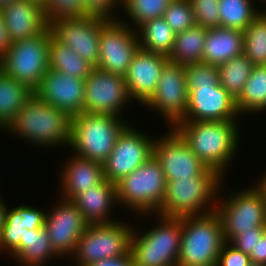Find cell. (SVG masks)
Here are the masks:
<instances>
[{
  "label": "cell",
  "instance_id": "cell-3",
  "mask_svg": "<svg viewBox=\"0 0 266 266\" xmlns=\"http://www.w3.org/2000/svg\"><path fill=\"white\" fill-rule=\"evenodd\" d=\"M6 129L37 146L68 147L71 117L33 94Z\"/></svg>",
  "mask_w": 266,
  "mask_h": 266
},
{
  "label": "cell",
  "instance_id": "cell-20",
  "mask_svg": "<svg viewBox=\"0 0 266 266\" xmlns=\"http://www.w3.org/2000/svg\"><path fill=\"white\" fill-rule=\"evenodd\" d=\"M167 56L139 48L124 76L131 99L144 105L154 94Z\"/></svg>",
  "mask_w": 266,
  "mask_h": 266
},
{
  "label": "cell",
  "instance_id": "cell-27",
  "mask_svg": "<svg viewBox=\"0 0 266 266\" xmlns=\"http://www.w3.org/2000/svg\"><path fill=\"white\" fill-rule=\"evenodd\" d=\"M206 34L207 29L199 25L177 33L169 61L180 65L202 62Z\"/></svg>",
  "mask_w": 266,
  "mask_h": 266
},
{
  "label": "cell",
  "instance_id": "cell-24",
  "mask_svg": "<svg viewBox=\"0 0 266 266\" xmlns=\"http://www.w3.org/2000/svg\"><path fill=\"white\" fill-rule=\"evenodd\" d=\"M242 53V31L223 26L207 29L203 63L220 66Z\"/></svg>",
  "mask_w": 266,
  "mask_h": 266
},
{
  "label": "cell",
  "instance_id": "cell-44",
  "mask_svg": "<svg viewBox=\"0 0 266 266\" xmlns=\"http://www.w3.org/2000/svg\"><path fill=\"white\" fill-rule=\"evenodd\" d=\"M251 263L266 266V229L256 241L255 253L250 255Z\"/></svg>",
  "mask_w": 266,
  "mask_h": 266
},
{
  "label": "cell",
  "instance_id": "cell-1",
  "mask_svg": "<svg viewBox=\"0 0 266 266\" xmlns=\"http://www.w3.org/2000/svg\"><path fill=\"white\" fill-rule=\"evenodd\" d=\"M237 125L236 121L179 122L173 129L207 168L223 177L225 169L239 149L240 134Z\"/></svg>",
  "mask_w": 266,
  "mask_h": 266
},
{
  "label": "cell",
  "instance_id": "cell-33",
  "mask_svg": "<svg viewBox=\"0 0 266 266\" xmlns=\"http://www.w3.org/2000/svg\"><path fill=\"white\" fill-rule=\"evenodd\" d=\"M254 7L252 0H219L220 26L243 32L261 11Z\"/></svg>",
  "mask_w": 266,
  "mask_h": 266
},
{
  "label": "cell",
  "instance_id": "cell-42",
  "mask_svg": "<svg viewBox=\"0 0 266 266\" xmlns=\"http://www.w3.org/2000/svg\"><path fill=\"white\" fill-rule=\"evenodd\" d=\"M265 229L266 227H254L251 230L234 236L229 243L250 256L252 253H255L256 241L259 240Z\"/></svg>",
  "mask_w": 266,
  "mask_h": 266
},
{
  "label": "cell",
  "instance_id": "cell-12",
  "mask_svg": "<svg viewBox=\"0 0 266 266\" xmlns=\"http://www.w3.org/2000/svg\"><path fill=\"white\" fill-rule=\"evenodd\" d=\"M154 141L155 138H148L143 132L128 125L117 138L112 152L103 163L105 179L116 184L135 171L153 156Z\"/></svg>",
  "mask_w": 266,
  "mask_h": 266
},
{
  "label": "cell",
  "instance_id": "cell-32",
  "mask_svg": "<svg viewBox=\"0 0 266 266\" xmlns=\"http://www.w3.org/2000/svg\"><path fill=\"white\" fill-rule=\"evenodd\" d=\"M243 54L254 66L266 65L265 10H261L243 31Z\"/></svg>",
  "mask_w": 266,
  "mask_h": 266
},
{
  "label": "cell",
  "instance_id": "cell-6",
  "mask_svg": "<svg viewBox=\"0 0 266 266\" xmlns=\"http://www.w3.org/2000/svg\"><path fill=\"white\" fill-rule=\"evenodd\" d=\"M156 216L160 221L159 225L147 232L138 235L133 229L130 253L135 266H177L181 245L182 217L159 214Z\"/></svg>",
  "mask_w": 266,
  "mask_h": 266
},
{
  "label": "cell",
  "instance_id": "cell-13",
  "mask_svg": "<svg viewBox=\"0 0 266 266\" xmlns=\"http://www.w3.org/2000/svg\"><path fill=\"white\" fill-rule=\"evenodd\" d=\"M129 100L124 76L94 67L85 79V113L120 117Z\"/></svg>",
  "mask_w": 266,
  "mask_h": 266
},
{
  "label": "cell",
  "instance_id": "cell-23",
  "mask_svg": "<svg viewBox=\"0 0 266 266\" xmlns=\"http://www.w3.org/2000/svg\"><path fill=\"white\" fill-rule=\"evenodd\" d=\"M71 201L78 207L88 224L115 222V219L109 216V212L113 203L117 202L116 185L106 179L77 194Z\"/></svg>",
  "mask_w": 266,
  "mask_h": 266
},
{
  "label": "cell",
  "instance_id": "cell-21",
  "mask_svg": "<svg viewBox=\"0 0 266 266\" xmlns=\"http://www.w3.org/2000/svg\"><path fill=\"white\" fill-rule=\"evenodd\" d=\"M0 11L12 42L39 35L49 26L43 6L32 0H13Z\"/></svg>",
  "mask_w": 266,
  "mask_h": 266
},
{
  "label": "cell",
  "instance_id": "cell-15",
  "mask_svg": "<svg viewBox=\"0 0 266 266\" xmlns=\"http://www.w3.org/2000/svg\"><path fill=\"white\" fill-rule=\"evenodd\" d=\"M105 18L85 16L61 19L49 24L52 35L62 44L72 48L93 67L99 62V40L101 29L109 22Z\"/></svg>",
  "mask_w": 266,
  "mask_h": 266
},
{
  "label": "cell",
  "instance_id": "cell-51",
  "mask_svg": "<svg viewBox=\"0 0 266 266\" xmlns=\"http://www.w3.org/2000/svg\"><path fill=\"white\" fill-rule=\"evenodd\" d=\"M248 266H263V265H259V264H255V263H250Z\"/></svg>",
  "mask_w": 266,
  "mask_h": 266
},
{
  "label": "cell",
  "instance_id": "cell-47",
  "mask_svg": "<svg viewBox=\"0 0 266 266\" xmlns=\"http://www.w3.org/2000/svg\"><path fill=\"white\" fill-rule=\"evenodd\" d=\"M4 203L5 202H3V199H1L0 197V237L2 234L3 226L5 224L6 211H7V207Z\"/></svg>",
  "mask_w": 266,
  "mask_h": 266
},
{
  "label": "cell",
  "instance_id": "cell-19",
  "mask_svg": "<svg viewBox=\"0 0 266 266\" xmlns=\"http://www.w3.org/2000/svg\"><path fill=\"white\" fill-rule=\"evenodd\" d=\"M34 94L72 118L84 112L85 79L49 69Z\"/></svg>",
  "mask_w": 266,
  "mask_h": 266
},
{
  "label": "cell",
  "instance_id": "cell-14",
  "mask_svg": "<svg viewBox=\"0 0 266 266\" xmlns=\"http://www.w3.org/2000/svg\"><path fill=\"white\" fill-rule=\"evenodd\" d=\"M185 65L168 61L162 71L153 96L144 104L157 109L170 128L183 120L188 105ZM172 126V127H171Z\"/></svg>",
  "mask_w": 266,
  "mask_h": 266
},
{
  "label": "cell",
  "instance_id": "cell-34",
  "mask_svg": "<svg viewBox=\"0 0 266 266\" xmlns=\"http://www.w3.org/2000/svg\"><path fill=\"white\" fill-rule=\"evenodd\" d=\"M173 0H122V6L132 23L140 27L156 18H162Z\"/></svg>",
  "mask_w": 266,
  "mask_h": 266
},
{
  "label": "cell",
  "instance_id": "cell-29",
  "mask_svg": "<svg viewBox=\"0 0 266 266\" xmlns=\"http://www.w3.org/2000/svg\"><path fill=\"white\" fill-rule=\"evenodd\" d=\"M137 30L140 48L153 53L169 56L174 40L175 32L163 18L152 19L142 24Z\"/></svg>",
  "mask_w": 266,
  "mask_h": 266
},
{
  "label": "cell",
  "instance_id": "cell-16",
  "mask_svg": "<svg viewBox=\"0 0 266 266\" xmlns=\"http://www.w3.org/2000/svg\"><path fill=\"white\" fill-rule=\"evenodd\" d=\"M166 133L155 139L153 145V156L160 163L166 181L199 176L208 169L173 128Z\"/></svg>",
  "mask_w": 266,
  "mask_h": 266
},
{
  "label": "cell",
  "instance_id": "cell-9",
  "mask_svg": "<svg viewBox=\"0 0 266 266\" xmlns=\"http://www.w3.org/2000/svg\"><path fill=\"white\" fill-rule=\"evenodd\" d=\"M133 227L119 221L88 224L72 255L77 266H90L102 259L117 258L130 252Z\"/></svg>",
  "mask_w": 266,
  "mask_h": 266
},
{
  "label": "cell",
  "instance_id": "cell-48",
  "mask_svg": "<svg viewBox=\"0 0 266 266\" xmlns=\"http://www.w3.org/2000/svg\"><path fill=\"white\" fill-rule=\"evenodd\" d=\"M255 188L262 194L263 198L266 201V175L256 184Z\"/></svg>",
  "mask_w": 266,
  "mask_h": 266
},
{
  "label": "cell",
  "instance_id": "cell-40",
  "mask_svg": "<svg viewBox=\"0 0 266 266\" xmlns=\"http://www.w3.org/2000/svg\"><path fill=\"white\" fill-rule=\"evenodd\" d=\"M85 5V12L88 16H95L99 18H105L107 20H119L121 19L113 16L112 12L114 8H117V4L122 6V0H83Z\"/></svg>",
  "mask_w": 266,
  "mask_h": 266
},
{
  "label": "cell",
  "instance_id": "cell-17",
  "mask_svg": "<svg viewBox=\"0 0 266 266\" xmlns=\"http://www.w3.org/2000/svg\"><path fill=\"white\" fill-rule=\"evenodd\" d=\"M60 199V202L46 213L44 229L55 252L60 257L64 258L67 255L69 258L68 256L74 254L88 223L71 200Z\"/></svg>",
  "mask_w": 266,
  "mask_h": 266
},
{
  "label": "cell",
  "instance_id": "cell-8",
  "mask_svg": "<svg viewBox=\"0 0 266 266\" xmlns=\"http://www.w3.org/2000/svg\"><path fill=\"white\" fill-rule=\"evenodd\" d=\"M115 185L117 202L135 213H157L164 200L166 180L154 156Z\"/></svg>",
  "mask_w": 266,
  "mask_h": 266
},
{
  "label": "cell",
  "instance_id": "cell-31",
  "mask_svg": "<svg viewBox=\"0 0 266 266\" xmlns=\"http://www.w3.org/2000/svg\"><path fill=\"white\" fill-rule=\"evenodd\" d=\"M254 65L242 53L218 66L220 84L235 99L240 97Z\"/></svg>",
  "mask_w": 266,
  "mask_h": 266
},
{
  "label": "cell",
  "instance_id": "cell-7",
  "mask_svg": "<svg viewBox=\"0 0 266 266\" xmlns=\"http://www.w3.org/2000/svg\"><path fill=\"white\" fill-rule=\"evenodd\" d=\"M52 31L48 26L41 34L14 41L0 58V68L33 92L49 70V41Z\"/></svg>",
  "mask_w": 266,
  "mask_h": 266
},
{
  "label": "cell",
  "instance_id": "cell-35",
  "mask_svg": "<svg viewBox=\"0 0 266 266\" xmlns=\"http://www.w3.org/2000/svg\"><path fill=\"white\" fill-rule=\"evenodd\" d=\"M26 231L28 229H25L24 218H21L20 213L15 208L7 209L0 237V252L7 251L13 256L20 249L21 237Z\"/></svg>",
  "mask_w": 266,
  "mask_h": 266
},
{
  "label": "cell",
  "instance_id": "cell-43",
  "mask_svg": "<svg viewBox=\"0 0 266 266\" xmlns=\"http://www.w3.org/2000/svg\"><path fill=\"white\" fill-rule=\"evenodd\" d=\"M21 218H24L25 229L38 230L44 228L46 212L30 205H18L14 207Z\"/></svg>",
  "mask_w": 266,
  "mask_h": 266
},
{
  "label": "cell",
  "instance_id": "cell-22",
  "mask_svg": "<svg viewBox=\"0 0 266 266\" xmlns=\"http://www.w3.org/2000/svg\"><path fill=\"white\" fill-rule=\"evenodd\" d=\"M74 156L67 161L60 174L63 199L72 200L77 194L101 183L104 177L103 164Z\"/></svg>",
  "mask_w": 266,
  "mask_h": 266
},
{
  "label": "cell",
  "instance_id": "cell-25",
  "mask_svg": "<svg viewBox=\"0 0 266 266\" xmlns=\"http://www.w3.org/2000/svg\"><path fill=\"white\" fill-rule=\"evenodd\" d=\"M34 94L0 68V128H6L16 118L25 102Z\"/></svg>",
  "mask_w": 266,
  "mask_h": 266
},
{
  "label": "cell",
  "instance_id": "cell-18",
  "mask_svg": "<svg viewBox=\"0 0 266 266\" xmlns=\"http://www.w3.org/2000/svg\"><path fill=\"white\" fill-rule=\"evenodd\" d=\"M187 90V111L180 122L236 121L239 117L235 99L220 83L213 88L200 87L187 88Z\"/></svg>",
  "mask_w": 266,
  "mask_h": 266
},
{
  "label": "cell",
  "instance_id": "cell-41",
  "mask_svg": "<svg viewBox=\"0 0 266 266\" xmlns=\"http://www.w3.org/2000/svg\"><path fill=\"white\" fill-rule=\"evenodd\" d=\"M250 263L251 259L248 254L225 241L221 247L216 266H248Z\"/></svg>",
  "mask_w": 266,
  "mask_h": 266
},
{
  "label": "cell",
  "instance_id": "cell-37",
  "mask_svg": "<svg viewBox=\"0 0 266 266\" xmlns=\"http://www.w3.org/2000/svg\"><path fill=\"white\" fill-rule=\"evenodd\" d=\"M175 34L196 25L189 0H173L162 17Z\"/></svg>",
  "mask_w": 266,
  "mask_h": 266
},
{
  "label": "cell",
  "instance_id": "cell-36",
  "mask_svg": "<svg viewBox=\"0 0 266 266\" xmlns=\"http://www.w3.org/2000/svg\"><path fill=\"white\" fill-rule=\"evenodd\" d=\"M43 9L48 24L61 19L87 16L83 0H47Z\"/></svg>",
  "mask_w": 266,
  "mask_h": 266
},
{
  "label": "cell",
  "instance_id": "cell-4",
  "mask_svg": "<svg viewBox=\"0 0 266 266\" xmlns=\"http://www.w3.org/2000/svg\"><path fill=\"white\" fill-rule=\"evenodd\" d=\"M127 124L114 115L80 113L71 118L68 147L79 157L103 164Z\"/></svg>",
  "mask_w": 266,
  "mask_h": 266
},
{
  "label": "cell",
  "instance_id": "cell-50",
  "mask_svg": "<svg viewBox=\"0 0 266 266\" xmlns=\"http://www.w3.org/2000/svg\"><path fill=\"white\" fill-rule=\"evenodd\" d=\"M13 0H0V6Z\"/></svg>",
  "mask_w": 266,
  "mask_h": 266
},
{
  "label": "cell",
  "instance_id": "cell-11",
  "mask_svg": "<svg viewBox=\"0 0 266 266\" xmlns=\"http://www.w3.org/2000/svg\"><path fill=\"white\" fill-rule=\"evenodd\" d=\"M121 20H110L100 32L98 69L125 76L140 48L137 31ZM132 28V29H131Z\"/></svg>",
  "mask_w": 266,
  "mask_h": 266
},
{
  "label": "cell",
  "instance_id": "cell-28",
  "mask_svg": "<svg viewBox=\"0 0 266 266\" xmlns=\"http://www.w3.org/2000/svg\"><path fill=\"white\" fill-rule=\"evenodd\" d=\"M49 69L58 73L86 79L94 68L72 48L60 43L53 35L49 41Z\"/></svg>",
  "mask_w": 266,
  "mask_h": 266
},
{
  "label": "cell",
  "instance_id": "cell-26",
  "mask_svg": "<svg viewBox=\"0 0 266 266\" xmlns=\"http://www.w3.org/2000/svg\"><path fill=\"white\" fill-rule=\"evenodd\" d=\"M12 257L22 266H45L48 259L60 258L44 228L26 231L21 237L20 249Z\"/></svg>",
  "mask_w": 266,
  "mask_h": 266
},
{
  "label": "cell",
  "instance_id": "cell-5",
  "mask_svg": "<svg viewBox=\"0 0 266 266\" xmlns=\"http://www.w3.org/2000/svg\"><path fill=\"white\" fill-rule=\"evenodd\" d=\"M224 242L222 224L215 212L182 217L177 266H216Z\"/></svg>",
  "mask_w": 266,
  "mask_h": 266
},
{
  "label": "cell",
  "instance_id": "cell-30",
  "mask_svg": "<svg viewBox=\"0 0 266 266\" xmlns=\"http://www.w3.org/2000/svg\"><path fill=\"white\" fill-rule=\"evenodd\" d=\"M236 107L239 115L266 110V65L253 67Z\"/></svg>",
  "mask_w": 266,
  "mask_h": 266
},
{
  "label": "cell",
  "instance_id": "cell-45",
  "mask_svg": "<svg viewBox=\"0 0 266 266\" xmlns=\"http://www.w3.org/2000/svg\"><path fill=\"white\" fill-rule=\"evenodd\" d=\"M90 266H135L132 254L129 252L124 256L117 258L102 259L92 263Z\"/></svg>",
  "mask_w": 266,
  "mask_h": 266
},
{
  "label": "cell",
  "instance_id": "cell-38",
  "mask_svg": "<svg viewBox=\"0 0 266 266\" xmlns=\"http://www.w3.org/2000/svg\"><path fill=\"white\" fill-rule=\"evenodd\" d=\"M186 87L213 88L220 83L218 66L206 64L203 62L185 65Z\"/></svg>",
  "mask_w": 266,
  "mask_h": 266
},
{
  "label": "cell",
  "instance_id": "cell-2",
  "mask_svg": "<svg viewBox=\"0 0 266 266\" xmlns=\"http://www.w3.org/2000/svg\"><path fill=\"white\" fill-rule=\"evenodd\" d=\"M223 178L208 168L199 176L166 181L164 200L155 215L181 218L214 212Z\"/></svg>",
  "mask_w": 266,
  "mask_h": 266
},
{
  "label": "cell",
  "instance_id": "cell-39",
  "mask_svg": "<svg viewBox=\"0 0 266 266\" xmlns=\"http://www.w3.org/2000/svg\"><path fill=\"white\" fill-rule=\"evenodd\" d=\"M196 25L206 29L220 26L219 0H189Z\"/></svg>",
  "mask_w": 266,
  "mask_h": 266
},
{
  "label": "cell",
  "instance_id": "cell-10",
  "mask_svg": "<svg viewBox=\"0 0 266 266\" xmlns=\"http://www.w3.org/2000/svg\"><path fill=\"white\" fill-rule=\"evenodd\" d=\"M235 192L215 203L214 212L220 219L226 242L254 227H266V201L262 194L254 186Z\"/></svg>",
  "mask_w": 266,
  "mask_h": 266
},
{
  "label": "cell",
  "instance_id": "cell-49",
  "mask_svg": "<svg viewBox=\"0 0 266 266\" xmlns=\"http://www.w3.org/2000/svg\"><path fill=\"white\" fill-rule=\"evenodd\" d=\"M32 1L40 3L42 6H44V4L46 3L47 0H32Z\"/></svg>",
  "mask_w": 266,
  "mask_h": 266
},
{
  "label": "cell",
  "instance_id": "cell-46",
  "mask_svg": "<svg viewBox=\"0 0 266 266\" xmlns=\"http://www.w3.org/2000/svg\"><path fill=\"white\" fill-rule=\"evenodd\" d=\"M11 43L12 41L10 40L8 30L0 11V58L6 53Z\"/></svg>",
  "mask_w": 266,
  "mask_h": 266
}]
</instances>
